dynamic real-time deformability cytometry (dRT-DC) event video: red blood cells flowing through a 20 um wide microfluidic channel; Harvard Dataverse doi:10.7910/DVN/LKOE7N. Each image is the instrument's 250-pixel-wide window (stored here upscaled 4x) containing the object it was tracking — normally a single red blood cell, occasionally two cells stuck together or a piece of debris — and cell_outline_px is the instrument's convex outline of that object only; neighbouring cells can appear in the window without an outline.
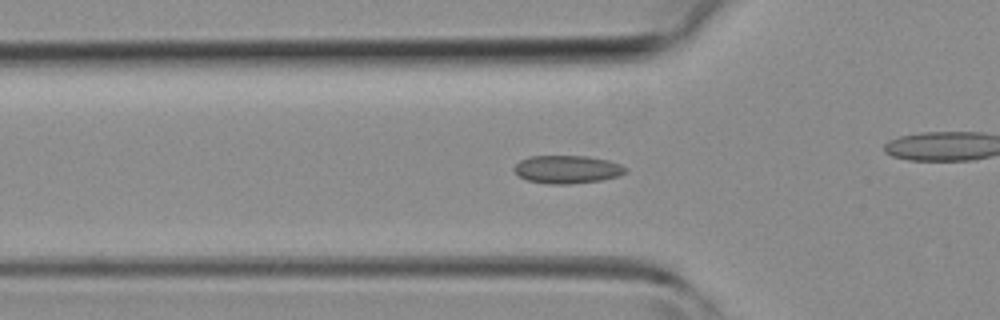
{"species": "common noctule bat (a hibernating species)", "species_latin": "Nyctalus noctula", "temperature_condition": "room temperature", "stored_images_in_passage": 39, "camera_frame_rate_fps": 3000, "um_per_image_px": 0.085, "animal": {"sex": "female", "body_mass_g": 19.3, "forearm_length_mm": 54.1}, "frame": {"image": 1, "passage_image": 9, "time_ms": 2.667, "image_size_px": [1000, 320], "cell_outline_px": [[628, 172], [620, 176], [600, 180], [572, 184], [548, 184], [528, 180], [520, 176], [512, 168], [520, 160], [528, 156], [588, 156], [608, 160], [620, 164], [628, 168]], "centroid_in_image_um": [48.24, 14.39], "position_along_channel_um": 77.6, "area_um2": 18.32}}
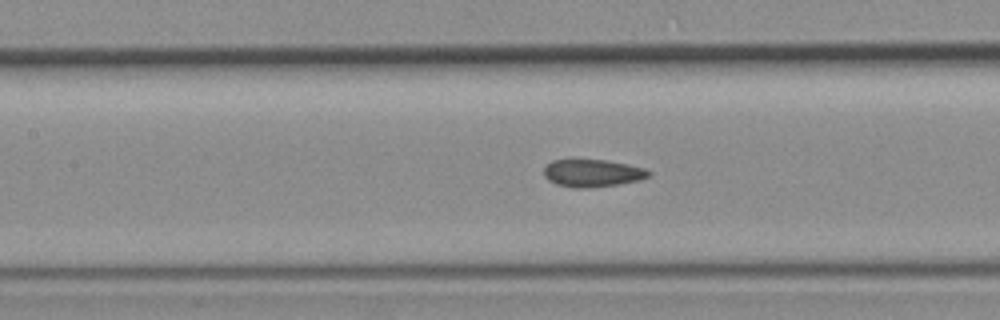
{"frame": {"image": 2, "passage_image": 14, "time_ms": 4.333, "image_size_px": [1000, 320], "cell_outline_px": [[652, 172], [648, 176], [640, 180], [620, 184], [588, 188], [572, 188], [556, 184], [548, 180], [544, 176], [544, 168], [552, 160], [604, 160], [628, 164], [644, 168]], "centroid_in_image_um": [50.36, 14.73], "position_along_channel_um": 157.0, "area_um2": 16.82}}
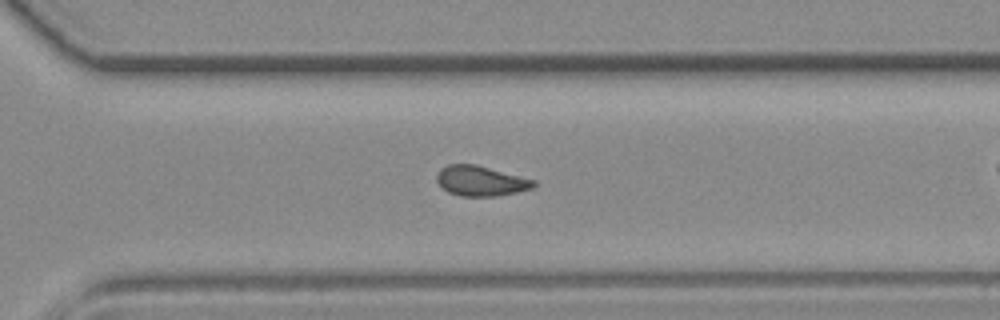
{"frame": {"image": 3, "passage_image": 25, "time_ms": 8.0, "image_size_px": [1000, 320], "cell_outline_px": [[536, 184], [532, 188], [516, 192], [496, 196], [460, 196], [448, 192], [436, 180], [436, 176], [440, 168], [448, 164], [476, 164], [536, 180]], "centroid_in_image_um": [40.86, 15.37], "position_along_channel_um": 329.7, "area_um2": 16.99}}